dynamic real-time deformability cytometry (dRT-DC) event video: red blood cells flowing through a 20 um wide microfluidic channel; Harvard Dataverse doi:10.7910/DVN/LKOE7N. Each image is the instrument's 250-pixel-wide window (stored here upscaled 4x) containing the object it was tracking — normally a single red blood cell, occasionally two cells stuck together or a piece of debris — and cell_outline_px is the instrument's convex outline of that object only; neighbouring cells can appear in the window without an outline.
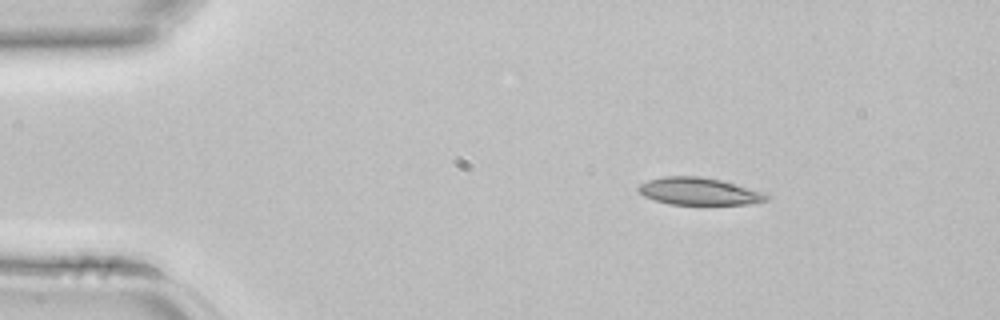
{"species": "common noctule bat (a hibernating species)", "species_latin": "Nyctalus noctula", "temperature_condition": "room temperature", "stored_images_in_passage": 2, "camera_frame_rate_fps": 3000, "um_per_image_px": 0.085, "animal": {"sex": "female", "body_mass_g": 22.7, "forearm_length_mm": 54.2}, "frame": {"image": 1, "passage_image": 1, "time_ms": 0.0, "image_size_px": [1000, 320], "cell_outline_px": [[768, 200], [752, 204], [668, 204], [644, 196], [636, 188], [640, 184], [648, 180], [664, 176], [700, 176], [720, 180], [768, 192]], "centroid_in_image_um": [59.46, 16.26], "position_along_channel_um": 25.5, "area_um2": 20.46}}